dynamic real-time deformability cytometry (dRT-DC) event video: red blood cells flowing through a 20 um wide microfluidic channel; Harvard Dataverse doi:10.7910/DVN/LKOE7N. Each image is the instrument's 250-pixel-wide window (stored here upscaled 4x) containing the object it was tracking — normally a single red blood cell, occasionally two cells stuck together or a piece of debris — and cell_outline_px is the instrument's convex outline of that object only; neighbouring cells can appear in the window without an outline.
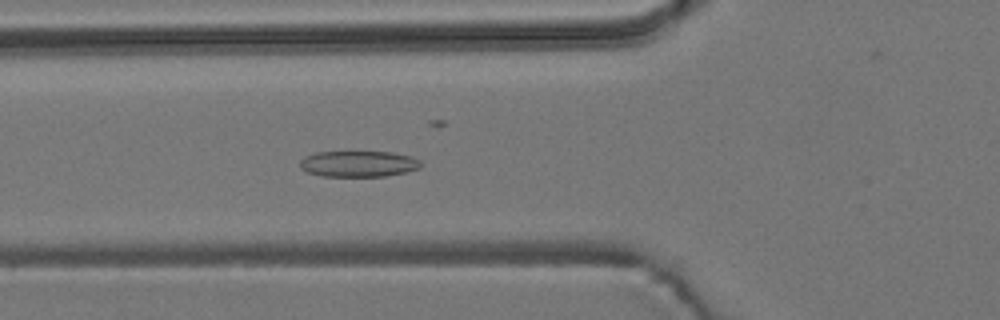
{"species": "common noctule bat (a hibernating species)", "species_latin": "Nyctalus noctula", "temperature_condition": "room temperature", "stored_images_in_passage": 50, "camera_frame_rate_fps": 3000, "um_per_image_px": 0.085, "animal": {"sex": "male", "body_mass_g": 19.2, "forearm_length_mm": 51.8}, "frame": {"image": 1, "passage_image": 20, "time_ms": 6.333, "image_size_px": [1000, 320], "cell_outline_px": [[420, 168], [404, 172], [384, 176], [324, 176], [308, 172], [300, 168], [300, 160], [304, 156], [316, 152], [392, 152], [412, 156], [420, 160]], "centroid_in_image_um": [30.46, 13.92], "position_along_channel_um": 95.3, "area_um2": 18.26}}
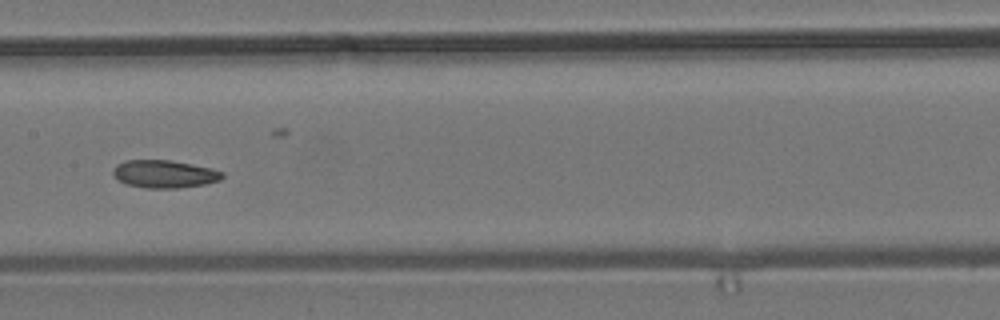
{"frame": {"image": 2, "passage_image": 28, "time_ms": 9.0, "image_size_px": [1000, 320], "cell_outline_px": [[224, 176], [220, 180], [204, 184], [176, 188], [148, 188], [124, 184], [112, 176], [112, 168], [116, 164], [124, 160], [168, 160], [192, 164], [212, 168], [224, 172]], "centroid_in_image_um": [13.93, 14.78], "position_along_channel_um": 193.5, "area_um2": 17.86}}
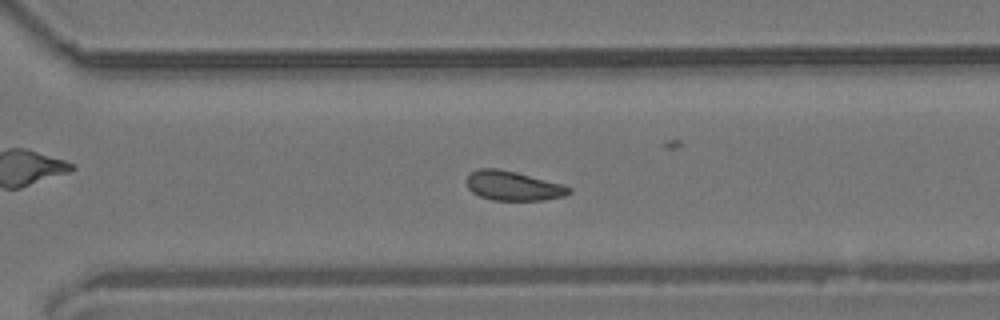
{"frame": {"image": 3, "passage_image": 39, "time_ms": 12.667, "image_size_px": [1000, 320], "cell_outline_px": [[572, 192], [564, 196], [544, 200], [492, 200], [480, 196], [472, 192], [468, 188], [468, 176], [472, 172], [480, 168], [496, 168], [516, 172], [560, 184], [572, 188]], "centroid_in_image_um": [43.62, 15.8], "position_along_channel_um": 327.0, "area_um2": 17.28}, "authors_computed_cell_mechanics": {"area_um2": 17.8024, "velocity_mm_per_s": 3.6556, "shape_relaxation_time_tau1_ms": null, "shape_relaxation_time_tau2_ms": 5.9087, "deformation_change_tau1": null, "deformation_change_tau2": 0.1049}}